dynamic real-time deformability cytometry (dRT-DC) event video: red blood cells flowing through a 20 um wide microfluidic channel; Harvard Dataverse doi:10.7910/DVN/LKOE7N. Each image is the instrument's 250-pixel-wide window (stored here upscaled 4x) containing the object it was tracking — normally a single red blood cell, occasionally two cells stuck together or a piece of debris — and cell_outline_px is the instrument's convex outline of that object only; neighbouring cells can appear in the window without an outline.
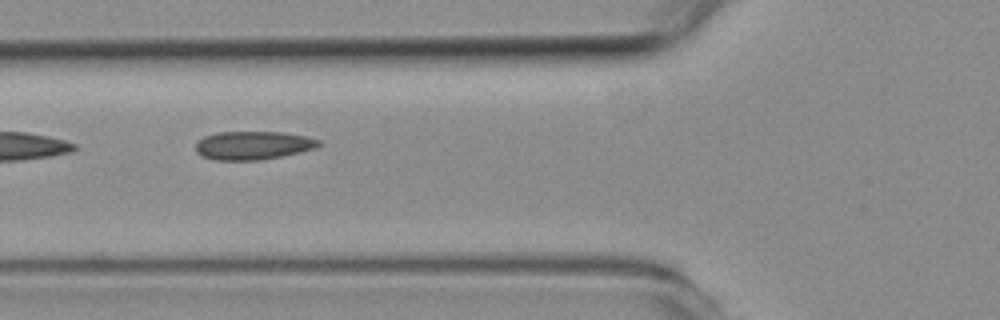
{"species": "common noctule bat (a hibernating species)", "species_latin": "Nyctalus noctula", "temperature_condition": "room temperature", "stored_images_in_passage": 7, "camera_frame_rate_fps": 3000, "um_per_image_px": 0.085, "animal": {"sex": "female", "body_mass_g": 19.3, "forearm_length_mm": 54.1}, "frame": {"image": 1, "passage_image": 6, "time_ms": 1.667, "image_size_px": [1000, 320], "cell_outline_px": [[324, 144], [316, 148], [300, 152], [260, 160], [216, 160], [204, 156], [196, 152], [196, 144], [204, 136], [216, 132], [284, 132], [308, 136], [320, 140]], "centroid_in_image_um": [21.56, 12.34], "position_along_channel_um": 104.2, "area_um2": 20.46}}
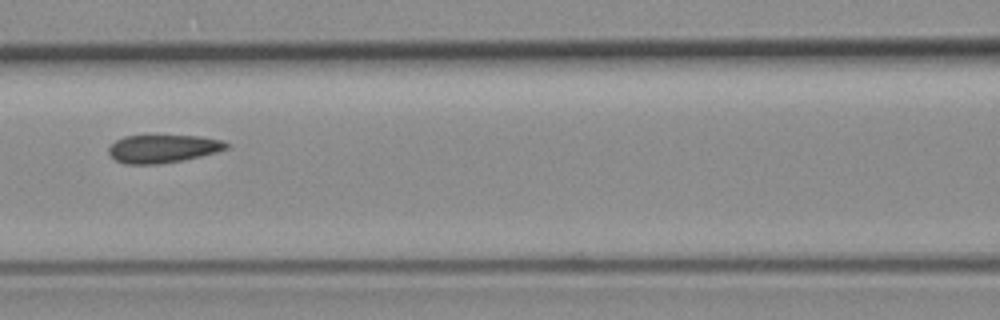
{"frame": {"image": 2, "passage_image": 7, "time_ms": 2.0, "image_size_px": [1000, 320], "cell_outline_px": [[232, 144], [228, 148], [216, 152], [200, 156], [160, 164], [124, 164], [116, 160], [108, 152], [108, 148], [116, 140], [124, 136], [200, 136], [220, 140]], "centroid_in_image_um": [13.85, 12.64], "position_along_channel_um": 152.7, "area_um2": 19.07}}